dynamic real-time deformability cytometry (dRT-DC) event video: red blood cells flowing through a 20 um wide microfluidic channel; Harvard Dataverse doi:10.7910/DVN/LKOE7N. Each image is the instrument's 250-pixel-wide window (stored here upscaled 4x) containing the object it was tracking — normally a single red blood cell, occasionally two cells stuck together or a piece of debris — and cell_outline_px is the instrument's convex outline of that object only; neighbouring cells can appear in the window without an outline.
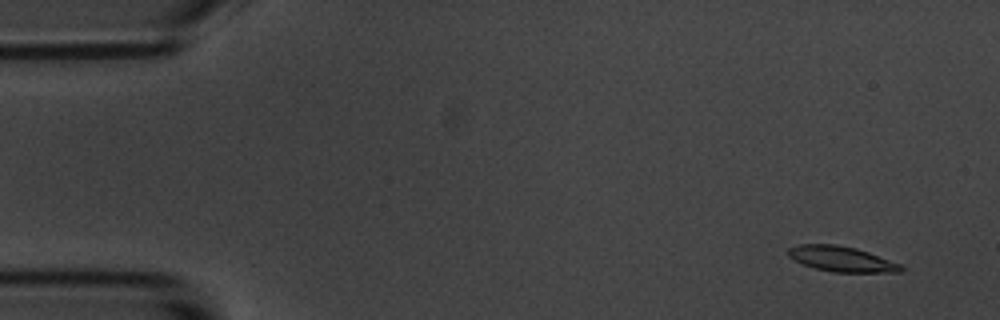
{"species": "common noctule bat (a hibernating species)", "species_latin": "Nyctalus noctula", "temperature_condition": "room temperature", "stored_images_in_passage": 56, "camera_frame_rate_fps": 3000, "um_per_image_px": 0.085, "animal": {"sex": "male", "body_mass_g": 20.1, "forearm_length_mm": 53.5}, "frame": {"image": 1, "passage_image": 4, "time_ms": 1.0, "image_size_px": [1000, 320], "cell_outline_px": [[904, 268], [900, 272], [832, 272], [816, 268], [804, 264], [788, 256], [788, 248], [800, 244], [836, 244], [856, 248], [904, 264]], "centroid_in_image_um": [71.59, 22.01], "position_along_channel_um": 13.4, "area_um2": 16.65}}
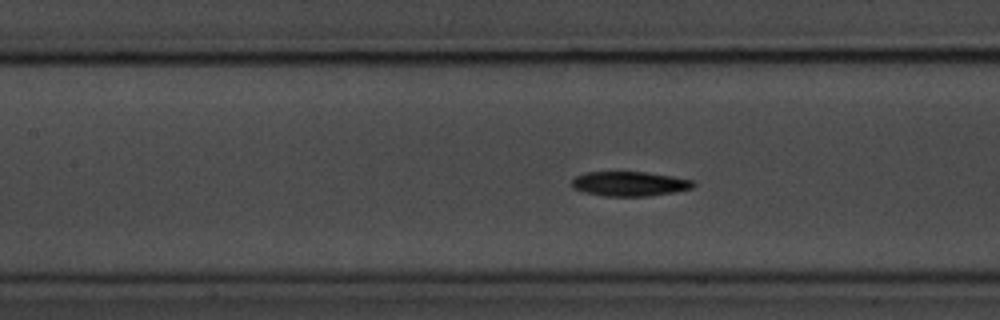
{"frame": {"image": 2, "passage_image": 25, "time_ms": 8.0, "image_size_px": [1000, 320], "cell_outline_px": [[696, 184], [692, 188], [676, 192], [648, 196], [604, 196], [584, 192], [572, 188], [572, 180], [576, 176], [584, 172], [644, 172], [672, 176], [692, 180]], "centroid_in_image_um": [53.51, 15.62], "position_along_channel_um": 153.9, "area_um2": 17.46}}
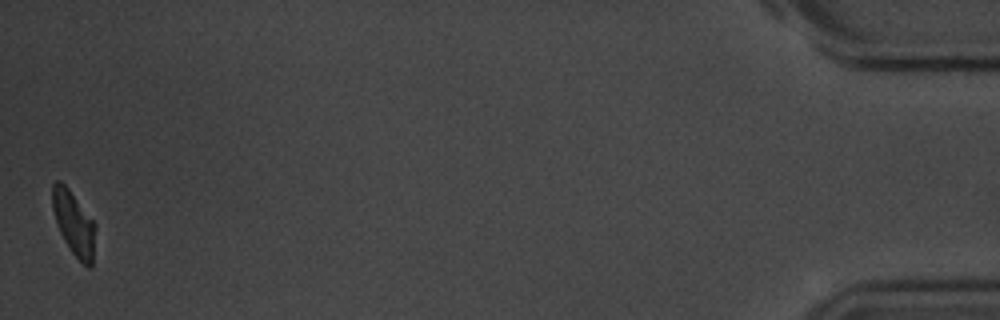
{"frame": {"image": 3, "passage_image": 56, "time_ms": 18.333, "image_size_px": [1000, 320], "cell_outline_px": [[96, 228], [92, 268], [88, 268], [72, 252], [64, 240], [56, 224], [52, 208], [52, 184], [56, 180], [60, 180], [68, 188], [96, 224]], "centroid_in_image_um": [6.27, 18.98], "position_along_channel_um": 428.9, "area_um2": 16.07}, "authors_computed_cell_mechanics": {"area_um2": 17.1955, "velocity_mm_per_s": 3.5741, "shape_relaxation_time_tau1_ms": 2.5052, "shape_relaxation_time_tau2_ms": 4.5648, "deformation_change_tau1": 0.1423, "deformation_change_tau2": 0.1153}}